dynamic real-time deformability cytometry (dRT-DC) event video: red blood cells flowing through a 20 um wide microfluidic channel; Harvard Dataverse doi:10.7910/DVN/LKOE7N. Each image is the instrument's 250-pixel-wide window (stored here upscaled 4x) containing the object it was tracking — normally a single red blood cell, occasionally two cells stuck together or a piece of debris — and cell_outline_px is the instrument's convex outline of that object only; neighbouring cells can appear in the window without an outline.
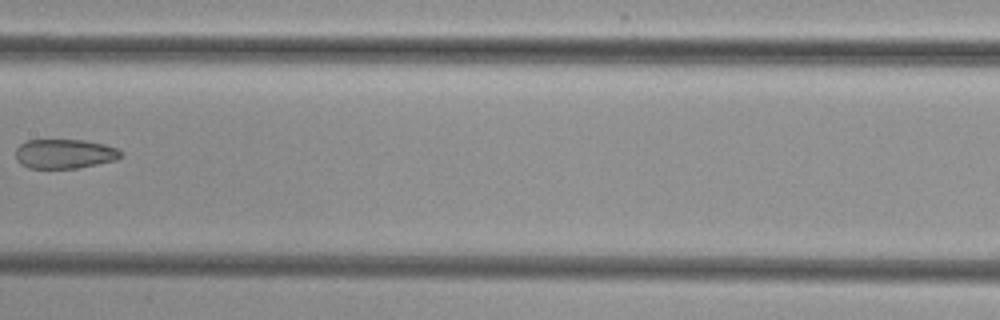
{"species": "common noctule bat (a hibernating species)", "species_latin": "Nyctalus noctula", "temperature_condition": "cold", "stored_images_in_passage": 4, "camera_frame_rate_fps": 3000, "um_per_image_px": 0.085, "animal": {"sex": "female", "body_mass_g": 29.2, "forearm_length_mm": 56.3}, "frame": {"image": 1, "passage_image": 4, "time_ms": 4.333, "image_size_px": [1000, 320], "cell_outline_px": [[124, 156], [116, 160], [80, 168], [28, 168], [20, 164], [16, 160], [16, 148], [20, 144], [28, 140], [84, 140], [104, 144], [116, 148], [124, 152]], "centroid_in_image_um": [5.51, 13.08], "position_along_channel_um": 201.9, "area_um2": 18.26}}